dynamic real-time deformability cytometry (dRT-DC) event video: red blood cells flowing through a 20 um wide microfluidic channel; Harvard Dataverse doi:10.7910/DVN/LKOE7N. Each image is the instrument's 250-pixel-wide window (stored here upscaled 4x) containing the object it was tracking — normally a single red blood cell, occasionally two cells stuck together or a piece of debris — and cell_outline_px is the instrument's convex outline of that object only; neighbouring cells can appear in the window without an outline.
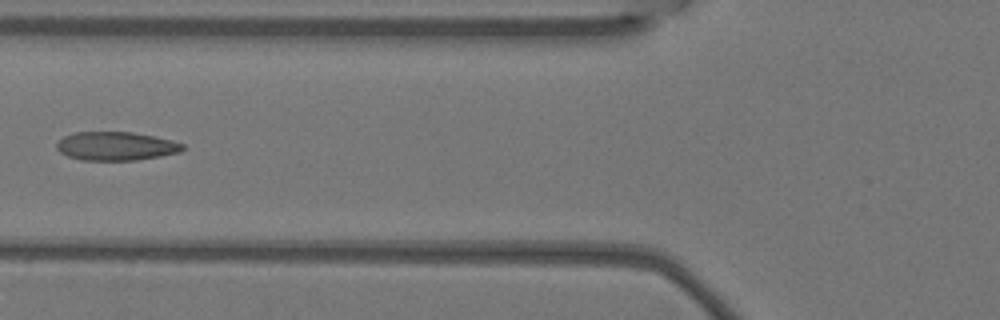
{"species": "Egyptian fruit bat (a non-hibernating species)", "species_latin": "Rousettus aegyptiacus", "temperature_condition": "warm", "stored_images_in_passage": 6, "camera_frame_rate_fps": 3000, "um_per_image_px": 0.085, "animal": {"sex": "female"}, "frame": {"image": 1, "passage_image": 5, "time_ms": 1.333, "image_size_px": [1000, 320], "cell_outline_px": [[184, 148], [180, 152], [160, 156], [136, 160], [80, 160], [68, 156], [60, 152], [56, 148], [56, 144], [64, 136], [72, 132], [132, 132], [156, 136], [172, 140], [184, 144]], "centroid_in_image_um": [9.86, 12.41], "position_along_channel_um": 115.9, "area_um2": 21.1}}
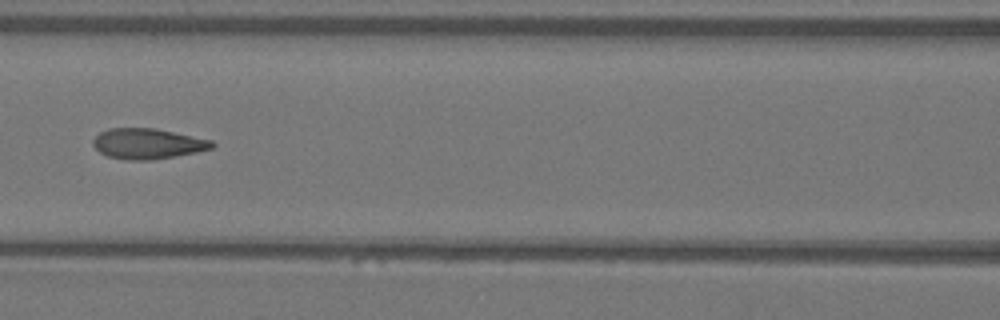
{"frame": {"image": 2, "passage_image": 6, "time_ms": 1.667, "image_size_px": [1000, 320], "cell_outline_px": [[216, 144], [212, 148], [196, 152], [176, 156], [152, 160], [128, 160], [108, 156], [100, 152], [92, 144], [92, 140], [100, 132], [108, 128], [156, 128], [212, 140]], "centroid_in_image_um": [12.55, 12.21], "position_along_channel_um": 154.0, "area_um2": 21.15}}